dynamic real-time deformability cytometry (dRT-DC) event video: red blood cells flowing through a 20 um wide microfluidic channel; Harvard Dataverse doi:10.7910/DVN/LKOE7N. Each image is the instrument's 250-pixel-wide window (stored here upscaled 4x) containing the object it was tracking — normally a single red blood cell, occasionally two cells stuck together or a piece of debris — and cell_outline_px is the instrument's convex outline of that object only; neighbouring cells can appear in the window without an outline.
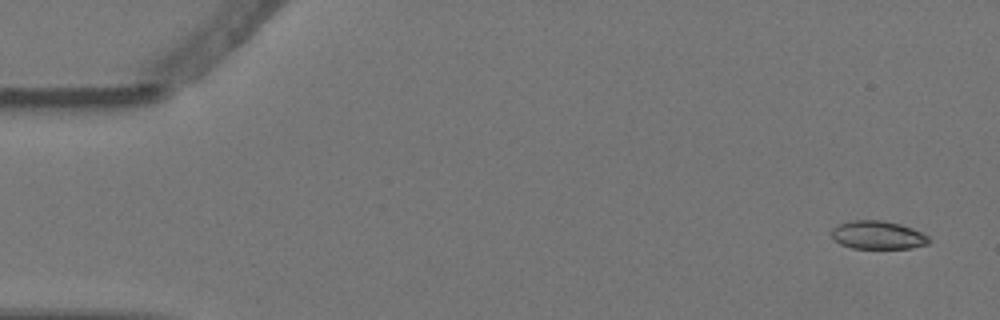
{"species": "Egyptian fruit bat (a non-hibernating species)", "species_latin": "Rousettus aegyptiacus", "temperature_condition": "warm", "stored_images_in_passage": 4, "camera_frame_rate_fps": 3000, "um_per_image_px": 0.085, "animal": {"sex": "female"}, "frame": {"image": 1, "passage_image": 1, "time_ms": 0.0, "image_size_px": [1000, 320], "cell_outline_px": [[932, 240], [928, 244], [912, 248], [852, 248], [840, 244], [832, 236], [832, 228], [840, 224], [852, 220], [880, 220], [900, 224], [912, 228], [928, 236]], "centroid_in_image_um": [74.64, 19.98], "position_along_channel_um": 10.4, "area_um2": 15.95}}
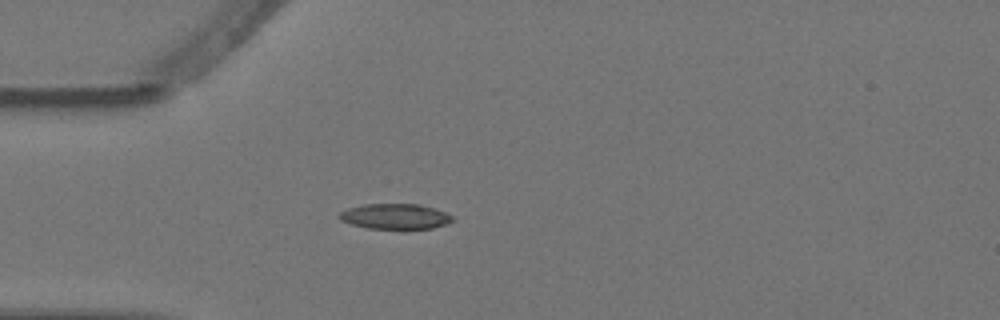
{"frame": {"image": 2, "passage_image": 4, "time_ms": 1.0, "image_size_px": [1000, 320], "cell_outline_px": [[452, 220], [448, 224], [432, 228], [368, 228], [352, 224], [340, 220], [336, 216], [340, 212], [348, 208], [364, 204], [420, 204], [444, 212], [452, 216]], "centroid_in_image_um": [33.55, 18.39], "position_along_channel_um": 51.5, "area_um2": 16.53}}